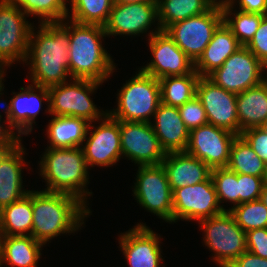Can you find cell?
<instances>
[{"label":"cell","instance_id":"cell-22","mask_svg":"<svg viewBox=\"0 0 267 267\" xmlns=\"http://www.w3.org/2000/svg\"><path fill=\"white\" fill-rule=\"evenodd\" d=\"M150 124L165 153L185 152L190 131L184 124L178 107L161 102Z\"/></svg>","mask_w":267,"mask_h":267},{"label":"cell","instance_id":"cell-34","mask_svg":"<svg viewBox=\"0 0 267 267\" xmlns=\"http://www.w3.org/2000/svg\"><path fill=\"white\" fill-rule=\"evenodd\" d=\"M19 6L37 24L61 22L67 18L68 0H7ZM36 17V18H35Z\"/></svg>","mask_w":267,"mask_h":267},{"label":"cell","instance_id":"cell-31","mask_svg":"<svg viewBox=\"0 0 267 267\" xmlns=\"http://www.w3.org/2000/svg\"><path fill=\"white\" fill-rule=\"evenodd\" d=\"M200 76L193 70L183 76H167L159 79L161 102L180 107L196 96V86Z\"/></svg>","mask_w":267,"mask_h":267},{"label":"cell","instance_id":"cell-28","mask_svg":"<svg viewBox=\"0 0 267 267\" xmlns=\"http://www.w3.org/2000/svg\"><path fill=\"white\" fill-rule=\"evenodd\" d=\"M32 190L0 210V235L32 236Z\"/></svg>","mask_w":267,"mask_h":267},{"label":"cell","instance_id":"cell-8","mask_svg":"<svg viewBox=\"0 0 267 267\" xmlns=\"http://www.w3.org/2000/svg\"><path fill=\"white\" fill-rule=\"evenodd\" d=\"M134 177L132 197L142 210L156 215V218L172 224L173 196L162 164L139 165Z\"/></svg>","mask_w":267,"mask_h":267},{"label":"cell","instance_id":"cell-29","mask_svg":"<svg viewBox=\"0 0 267 267\" xmlns=\"http://www.w3.org/2000/svg\"><path fill=\"white\" fill-rule=\"evenodd\" d=\"M218 0H159L158 20L164 31L169 25L208 11Z\"/></svg>","mask_w":267,"mask_h":267},{"label":"cell","instance_id":"cell-19","mask_svg":"<svg viewBox=\"0 0 267 267\" xmlns=\"http://www.w3.org/2000/svg\"><path fill=\"white\" fill-rule=\"evenodd\" d=\"M236 136L226 129L208 123L190 131L185 152L200 159L211 169L226 167Z\"/></svg>","mask_w":267,"mask_h":267},{"label":"cell","instance_id":"cell-18","mask_svg":"<svg viewBox=\"0 0 267 267\" xmlns=\"http://www.w3.org/2000/svg\"><path fill=\"white\" fill-rule=\"evenodd\" d=\"M150 61L139 68L156 79L183 76L194 70V62L175 44L165 31L153 34L146 42ZM152 58V59H151Z\"/></svg>","mask_w":267,"mask_h":267},{"label":"cell","instance_id":"cell-37","mask_svg":"<svg viewBox=\"0 0 267 267\" xmlns=\"http://www.w3.org/2000/svg\"><path fill=\"white\" fill-rule=\"evenodd\" d=\"M180 116L189 131L208 124L206 112L200 99L194 96L184 105L178 107Z\"/></svg>","mask_w":267,"mask_h":267},{"label":"cell","instance_id":"cell-47","mask_svg":"<svg viewBox=\"0 0 267 267\" xmlns=\"http://www.w3.org/2000/svg\"><path fill=\"white\" fill-rule=\"evenodd\" d=\"M8 74L6 73H0V100L2 99L1 97L5 94V85L4 82L6 81V78ZM5 78V79H4Z\"/></svg>","mask_w":267,"mask_h":267},{"label":"cell","instance_id":"cell-38","mask_svg":"<svg viewBox=\"0 0 267 267\" xmlns=\"http://www.w3.org/2000/svg\"><path fill=\"white\" fill-rule=\"evenodd\" d=\"M266 177L238 174V194L240 204L259 200Z\"/></svg>","mask_w":267,"mask_h":267},{"label":"cell","instance_id":"cell-36","mask_svg":"<svg viewBox=\"0 0 267 267\" xmlns=\"http://www.w3.org/2000/svg\"><path fill=\"white\" fill-rule=\"evenodd\" d=\"M229 212L245 232L267 227V207L260 199L241 203Z\"/></svg>","mask_w":267,"mask_h":267},{"label":"cell","instance_id":"cell-10","mask_svg":"<svg viewBox=\"0 0 267 267\" xmlns=\"http://www.w3.org/2000/svg\"><path fill=\"white\" fill-rule=\"evenodd\" d=\"M103 27L107 38L127 36V39L130 37L133 40L145 35L141 39L147 37L148 40L162 31L158 20V3H114Z\"/></svg>","mask_w":267,"mask_h":267},{"label":"cell","instance_id":"cell-41","mask_svg":"<svg viewBox=\"0 0 267 267\" xmlns=\"http://www.w3.org/2000/svg\"><path fill=\"white\" fill-rule=\"evenodd\" d=\"M247 251L267 258V227L246 232Z\"/></svg>","mask_w":267,"mask_h":267},{"label":"cell","instance_id":"cell-26","mask_svg":"<svg viewBox=\"0 0 267 267\" xmlns=\"http://www.w3.org/2000/svg\"><path fill=\"white\" fill-rule=\"evenodd\" d=\"M46 124L47 146L44 148L81 147L89 122L78 117L51 116Z\"/></svg>","mask_w":267,"mask_h":267},{"label":"cell","instance_id":"cell-42","mask_svg":"<svg viewBox=\"0 0 267 267\" xmlns=\"http://www.w3.org/2000/svg\"><path fill=\"white\" fill-rule=\"evenodd\" d=\"M234 9L267 15V0H226ZM237 6V7H236Z\"/></svg>","mask_w":267,"mask_h":267},{"label":"cell","instance_id":"cell-44","mask_svg":"<svg viewBox=\"0 0 267 267\" xmlns=\"http://www.w3.org/2000/svg\"><path fill=\"white\" fill-rule=\"evenodd\" d=\"M231 267H267V258L246 251L231 263Z\"/></svg>","mask_w":267,"mask_h":267},{"label":"cell","instance_id":"cell-25","mask_svg":"<svg viewBox=\"0 0 267 267\" xmlns=\"http://www.w3.org/2000/svg\"><path fill=\"white\" fill-rule=\"evenodd\" d=\"M45 245L33 236L0 235L1 267H39Z\"/></svg>","mask_w":267,"mask_h":267},{"label":"cell","instance_id":"cell-45","mask_svg":"<svg viewBox=\"0 0 267 267\" xmlns=\"http://www.w3.org/2000/svg\"><path fill=\"white\" fill-rule=\"evenodd\" d=\"M114 3H125V4H131L135 2L140 3H158L159 0H113Z\"/></svg>","mask_w":267,"mask_h":267},{"label":"cell","instance_id":"cell-20","mask_svg":"<svg viewBox=\"0 0 267 267\" xmlns=\"http://www.w3.org/2000/svg\"><path fill=\"white\" fill-rule=\"evenodd\" d=\"M196 96L204 106L209 124L239 135L237 94L217 86L208 77H200L196 86Z\"/></svg>","mask_w":267,"mask_h":267},{"label":"cell","instance_id":"cell-9","mask_svg":"<svg viewBox=\"0 0 267 267\" xmlns=\"http://www.w3.org/2000/svg\"><path fill=\"white\" fill-rule=\"evenodd\" d=\"M223 22L221 0L208 11L169 25L164 31L195 63L211 41L213 33Z\"/></svg>","mask_w":267,"mask_h":267},{"label":"cell","instance_id":"cell-15","mask_svg":"<svg viewBox=\"0 0 267 267\" xmlns=\"http://www.w3.org/2000/svg\"><path fill=\"white\" fill-rule=\"evenodd\" d=\"M265 65L246 47L241 46L208 78L226 91L240 94L263 82Z\"/></svg>","mask_w":267,"mask_h":267},{"label":"cell","instance_id":"cell-40","mask_svg":"<svg viewBox=\"0 0 267 267\" xmlns=\"http://www.w3.org/2000/svg\"><path fill=\"white\" fill-rule=\"evenodd\" d=\"M240 135L267 165V133L260 127H255L243 131Z\"/></svg>","mask_w":267,"mask_h":267},{"label":"cell","instance_id":"cell-21","mask_svg":"<svg viewBox=\"0 0 267 267\" xmlns=\"http://www.w3.org/2000/svg\"><path fill=\"white\" fill-rule=\"evenodd\" d=\"M23 141L12 147L0 160V210L25 197L30 191L25 189L28 185H24L23 171H32L33 168H29L31 162L26 159L28 153Z\"/></svg>","mask_w":267,"mask_h":267},{"label":"cell","instance_id":"cell-27","mask_svg":"<svg viewBox=\"0 0 267 267\" xmlns=\"http://www.w3.org/2000/svg\"><path fill=\"white\" fill-rule=\"evenodd\" d=\"M239 135L250 128L260 127L267 120V86L260 85L237 94Z\"/></svg>","mask_w":267,"mask_h":267},{"label":"cell","instance_id":"cell-6","mask_svg":"<svg viewBox=\"0 0 267 267\" xmlns=\"http://www.w3.org/2000/svg\"><path fill=\"white\" fill-rule=\"evenodd\" d=\"M102 85L94 80L71 78L49 87L50 116L78 117L89 123L101 120L107 109L97 106L92 97Z\"/></svg>","mask_w":267,"mask_h":267},{"label":"cell","instance_id":"cell-16","mask_svg":"<svg viewBox=\"0 0 267 267\" xmlns=\"http://www.w3.org/2000/svg\"><path fill=\"white\" fill-rule=\"evenodd\" d=\"M173 196L172 224L198 221L223 212L211 176L201 183L175 189Z\"/></svg>","mask_w":267,"mask_h":267},{"label":"cell","instance_id":"cell-13","mask_svg":"<svg viewBox=\"0 0 267 267\" xmlns=\"http://www.w3.org/2000/svg\"><path fill=\"white\" fill-rule=\"evenodd\" d=\"M81 147L90 171L95 166L108 169L118 165L122 159L119 121L106 114L101 120L89 123Z\"/></svg>","mask_w":267,"mask_h":267},{"label":"cell","instance_id":"cell-39","mask_svg":"<svg viewBox=\"0 0 267 267\" xmlns=\"http://www.w3.org/2000/svg\"><path fill=\"white\" fill-rule=\"evenodd\" d=\"M246 47L267 66V15H264L260 26Z\"/></svg>","mask_w":267,"mask_h":267},{"label":"cell","instance_id":"cell-51","mask_svg":"<svg viewBox=\"0 0 267 267\" xmlns=\"http://www.w3.org/2000/svg\"><path fill=\"white\" fill-rule=\"evenodd\" d=\"M217 267H231V264L228 263H215Z\"/></svg>","mask_w":267,"mask_h":267},{"label":"cell","instance_id":"cell-46","mask_svg":"<svg viewBox=\"0 0 267 267\" xmlns=\"http://www.w3.org/2000/svg\"><path fill=\"white\" fill-rule=\"evenodd\" d=\"M16 144H0V160Z\"/></svg>","mask_w":267,"mask_h":267},{"label":"cell","instance_id":"cell-30","mask_svg":"<svg viewBox=\"0 0 267 267\" xmlns=\"http://www.w3.org/2000/svg\"><path fill=\"white\" fill-rule=\"evenodd\" d=\"M226 168L238 174L256 177H266L267 174L266 163L261 160L241 135H237L231 145Z\"/></svg>","mask_w":267,"mask_h":267},{"label":"cell","instance_id":"cell-17","mask_svg":"<svg viewBox=\"0 0 267 267\" xmlns=\"http://www.w3.org/2000/svg\"><path fill=\"white\" fill-rule=\"evenodd\" d=\"M122 158L139 165L161 164L166 156L150 123L119 121Z\"/></svg>","mask_w":267,"mask_h":267},{"label":"cell","instance_id":"cell-33","mask_svg":"<svg viewBox=\"0 0 267 267\" xmlns=\"http://www.w3.org/2000/svg\"><path fill=\"white\" fill-rule=\"evenodd\" d=\"M113 4V0H68L67 18L80 24L104 26Z\"/></svg>","mask_w":267,"mask_h":267},{"label":"cell","instance_id":"cell-52","mask_svg":"<svg viewBox=\"0 0 267 267\" xmlns=\"http://www.w3.org/2000/svg\"><path fill=\"white\" fill-rule=\"evenodd\" d=\"M260 128H261L265 133H267V120L264 121V122L262 123V125L260 126Z\"/></svg>","mask_w":267,"mask_h":267},{"label":"cell","instance_id":"cell-35","mask_svg":"<svg viewBox=\"0 0 267 267\" xmlns=\"http://www.w3.org/2000/svg\"><path fill=\"white\" fill-rule=\"evenodd\" d=\"M211 178L217 193L218 202L223 211H229L232 207L240 205L238 173L232 172L226 167L213 168L211 170ZM224 203H226L227 206L224 205Z\"/></svg>","mask_w":267,"mask_h":267},{"label":"cell","instance_id":"cell-24","mask_svg":"<svg viewBox=\"0 0 267 267\" xmlns=\"http://www.w3.org/2000/svg\"><path fill=\"white\" fill-rule=\"evenodd\" d=\"M241 46L231 29L223 21L213 33L203 54L194 63V70L200 77H208Z\"/></svg>","mask_w":267,"mask_h":267},{"label":"cell","instance_id":"cell-48","mask_svg":"<svg viewBox=\"0 0 267 267\" xmlns=\"http://www.w3.org/2000/svg\"><path fill=\"white\" fill-rule=\"evenodd\" d=\"M259 199L267 207V183L264 184Z\"/></svg>","mask_w":267,"mask_h":267},{"label":"cell","instance_id":"cell-23","mask_svg":"<svg viewBox=\"0 0 267 267\" xmlns=\"http://www.w3.org/2000/svg\"><path fill=\"white\" fill-rule=\"evenodd\" d=\"M161 164L172 192L206 181L211 176L212 169L208 165L186 152L166 153Z\"/></svg>","mask_w":267,"mask_h":267},{"label":"cell","instance_id":"cell-3","mask_svg":"<svg viewBox=\"0 0 267 267\" xmlns=\"http://www.w3.org/2000/svg\"><path fill=\"white\" fill-rule=\"evenodd\" d=\"M70 34L68 48L69 72L71 78L109 81L117 64L105 47L107 34L100 25L80 24L68 18L60 22ZM107 48V49H106Z\"/></svg>","mask_w":267,"mask_h":267},{"label":"cell","instance_id":"cell-14","mask_svg":"<svg viewBox=\"0 0 267 267\" xmlns=\"http://www.w3.org/2000/svg\"><path fill=\"white\" fill-rule=\"evenodd\" d=\"M119 251L129 267H165L163 236L146 222H137L132 228L117 235ZM163 239V240H162ZM164 262V263H163ZM164 264V265H163Z\"/></svg>","mask_w":267,"mask_h":267},{"label":"cell","instance_id":"cell-5","mask_svg":"<svg viewBox=\"0 0 267 267\" xmlns=\"http://www.w3.org/2000/svg\"><path fill=\"white\" fill-rule=\"evenodd\" d=\"M115 94V108L107 114L117 121L150 123L161 103L159 79L139 67Z\"/></svg>","mask_w":267,"mask_h":267},{"label":"cell","instance_id":"cell-2","mask_svg":"<svg viewBox=\"0 0 267 267\" xmlns=\"http://www.w3.org/2000/svg\"><path fill=\"white\" fill-rule=\"evenodd\" d=\"M32 210V236L45 246L59 236L81 232L92 215V211L75 196L34 188Z\"/></svg>","mask_w":267,"mask_h":267},{"label":"cell","instance_id":"cell-32","mask_svg":"<svg viewBox=\"0 0 267 267\" xmlns=\"http://www.w3.org/2000/svg\"><path fill=\"white\" fill-rule=\"evenodd\" d=\"M221 8L224 23L231 29L238 42L246 46L256 33L264 15L236 10L226 0H221Z\"/></svg>","mask_w":267,"mask_h":267},{"label":"cell","instance_id":"cell-49","mask_svg":"<svg viewBox=\"0 0 267 267\" xmlns=\"http://www.w3.org/2000/svg\"><path fill=\"white\" fill-rule=\"evenodd\" d=\"M9 67L0 59V73H7Z\"/></svg>","mask_w":267,"mask_h":267},{"label":"cell","instance_id":"cell-7","mask_svg":"<svg viewBox=\"0 0 267 267\" xmlns=\"http://www.w3.org/2000/svg\"><path fill=\"white\" fill-rule=\"evenodd\" d=\"M202 232L203 247L212 252L213 263L231 264L247 251L246 232L235 222L229 211L197 222Z\"/></svg>","mask_w":267,"mask_h":267},{"label":"cell","instance_id":"cell-12","mask_svg":"<svg viewBox=\"0 0 267 267\" xmlns=\"http://www.w3.org/2000/svg\"><path fill=\"white\" fill-rule=\"evenodd\" d=\"M18 90L20 91H12L13 95L9 97L10 100L6 99L4 101L2 99V101L5 105V116L9 126L23 139L24 136H28L35 131L36 120L40 111H43V105L46 107L43 114H46L47 118L50 117L49 90L33 83L20 86Z\"/></svg>","mask_w":267,"mask_h":267},{"label":"cell","instance_id":"cell-1","mask_svg":"<svg viewBox=\"0 0 267 267\" xmlns=\"http://www.w3.org/2000/svg\"><path fill=\"white\" fill-rule=\"evenodd\" d=\"M69 45L70 34L60 22L36 23L23 64L27 81L49 88L70 80Z\"/></svg>","mask_w":267,"mask_h":267},{"label":"cell","instance_id":"cell-50","mask_svg":"<svg viewBox=\"0 0 267 267\" xmlns=\"http://www.w3.org/2000/svg\"><path fill=\"white\" fill-rule=\"evenodd\" d=\"M263 82L267 86V66H265V70L263 74Z\"/></svg>","mask_w":267,"mask_h":267},{"label":"cell","instance_id":"cell-43","mask_svg":"<svg viewBox=\"0 0 267 267\" xmlns=\"http://www.w3.org/2000/svg\"><path fill=\"white\" fill-rule=\"evenodd\" d=\"M0 110H2L0 112V144H17V143H19L22 139L9 126L8 121L6 119V116H5V105H4L2 100H0ZM2 112H3L4 116H3Z\"/></svg>","mask_w":267,"mask_h":267},{"label":"cell","instance_id":"cell-4","mask_svg":"<svg viewBox=\"0 0 267 267\" xmlns=\"http://www.w3.org/2000/svg\"><path fill=\"white\" fill-rule=\"evenodd\" d=\"M39 156L36 173L45 183L41 190L75 196L92 211L89 200L94 193L88 189L92 175L82 147L45 148Z\"/></svg>","mask_w":267,"mask_h":267},{"label":"cell","instance_id":"cell-11","mask_svg":"<svg viewBox=\"0 0 267 267\" xmlns=\"http://www.w3.org/2000/svg\"><path fill=\"white\" fill-rule=\"evenodd\" d=\"M23 10L7 0H0V59L10 68L24 64L33 26ZM32 22H31V21Z\"/></svg>","mask_w":267,"mask_h":267}]
</instances>
